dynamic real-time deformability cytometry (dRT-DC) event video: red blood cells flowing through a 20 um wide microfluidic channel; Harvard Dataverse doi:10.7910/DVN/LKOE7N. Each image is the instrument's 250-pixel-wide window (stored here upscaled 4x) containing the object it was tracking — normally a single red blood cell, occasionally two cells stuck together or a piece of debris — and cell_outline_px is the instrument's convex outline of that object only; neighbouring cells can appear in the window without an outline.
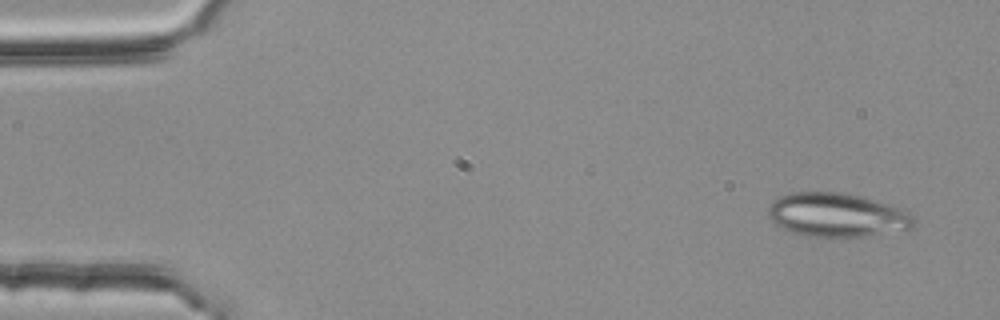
{"species": "common noctule bat (a hibernating species)", "species_latin": "Nyctalus noctula", "temperature_condition": "room temperature", "stored_images_in_passage": 5, "camera_frame_rate_fps": 3000, "um_per_image_px": 0.085, "animal": {"sex": "female", "body_mass_g": 25.1}, "frame": {"image": 1, "passage_image": 1, "time_ms": 0.0, "image_size_px": [1000, 320], "cell_outline_px": [[916, 224], [912, 228], [868, 236], [840, 240], [824, 240], [804, 236], [792, 232], [776, 224], [768, 216], [768, 208], [780, 196], [792, 192], [844, 192], [864, 196], [908, 212], [916, 220]], "centroid_in_image_um": [71.15, 18.32], "position_along_channel_um": 13.9, "area_um2": 38.09}}